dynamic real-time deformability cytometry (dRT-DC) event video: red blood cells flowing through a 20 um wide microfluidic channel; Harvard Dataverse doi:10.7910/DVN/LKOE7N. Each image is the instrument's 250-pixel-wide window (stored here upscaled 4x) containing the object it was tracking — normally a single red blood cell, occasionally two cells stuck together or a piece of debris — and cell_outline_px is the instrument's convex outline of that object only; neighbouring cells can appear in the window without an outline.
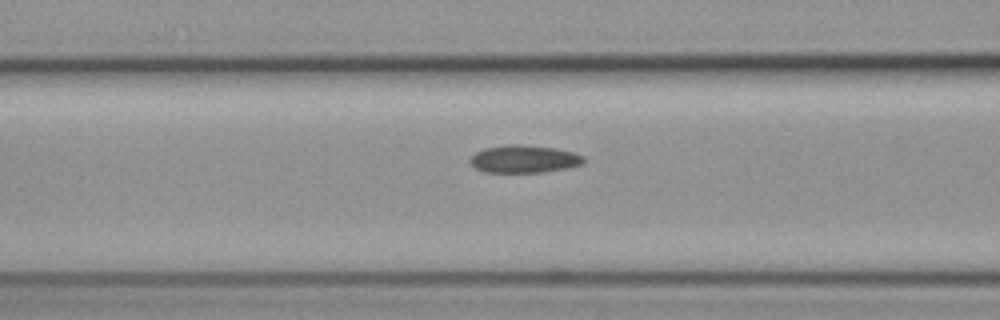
{"species": "common noctule bat (a hibernating species)", "species_latin": "Nyctalus noctula", "temperature_condition": "cold", "stored_images_in_passage": 19, "camera_frame_rate_fps": 3000, "um_per_image_px": 0.085, "animal": {"sex": "female", "body_mass_g": 19.3, "forearm_length_mm": 54.1}, "frame": {"image": 1, "passage_image": 11, "time_ms": 3.333, "image_size_px": [1000, 320], "cell_outline_px": [[584, 164], [568, 168], [544, 172], [484, 172], [476, 168], [468, 160], [476, 152], [484, 148], [508, 144], [520, 144], [556, 148], [572, 152], [584, 156]], "centroid_in_image_um": [44.56, 13.51], "position_along_channel_um": 122.0, "area_um2": 18.38}}
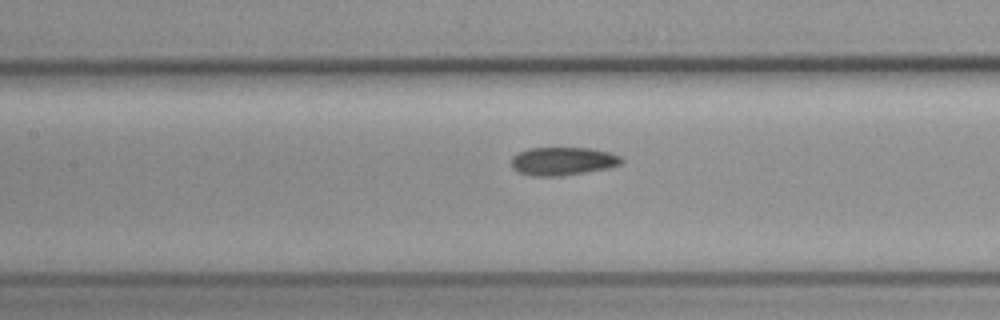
{"frame": {"image": 2, "passage_image": 14, "time_ms": 4.333, "image_size_px": [1000, 320], "cell_outline_px": [[624, 160], [620, 164], [608, 168], [560, 176], [532, 176], [520, 172], [512, 168], [512, 156], [528, 148], [592, 148], [608, 152], [620, 156]], "centroid_in_image_um": [47.84, 13.7], "position_along_channel_um": 159.6, "area_um2": 17.98}}